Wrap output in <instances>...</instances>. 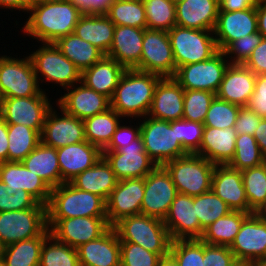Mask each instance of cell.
<instances>
[{
    "label": "cell",
    "mask_w": 266,
    "mask_h": 266,
    "mask_svg": "<svg viewBox=\"0 0 266 266\" xmlns=\"http://www.w3.org/2000/svg\"><path fill=\"white\" fill-rule=\"evenodd\" d=\"M22 31L37 42L55 43L60 37L74 33L84 14L76 5L62 0H45L30 7Z\"/></svg>",
    "instance_id": "obj_1"
},
{
    "label": "cell",
    "mask_w": 266,
    "mask_h": 266,
    "mask_svg": "<svg viewBox=\"0 0 266 266\" xmlns=\"http://www.w3.org/2000/svg\"><path fill=\"white\" fill-rule=\"evenodd\" d=\"M47 227L57 241L76 249L84 243L98 239L110 228L107 217L47 219Z\"/></svg>",
    "instance_id": "obj_13"
},
{
    "label": "cell",
    "mask_w": 266,
    "mask_h": 266,
    "mask_svg": "<svg viewBox=\"0 0 266 266\" xmlns=\"http://www.w3.org/2000/svg\"><path fill=\"white\" fill-rule=\"evenodd\" d=\"M40 142L38 131L22 124H8V161L21 162Z\"/></svg>",
    "instance_id": "obj_40"
},
{
    "label": "cell",
    "mask_w": 266,
    "mask_h": 266,
    "mask_svg": "<svg viewBox=\"0 0 266 266\" xmlns=\"http://www.w3.org/2000/svg\"><path fill=\"white\" fill-rule=\"evenodd\" d=\"M145 177L118 180L106 201L107 223L113 227L121 219L141 214Z\"/></svg>",
    "instance_id": "obj_18"
},
{
    "label": "cell",
    "mask_w": 266,
    "mask_h": 266,
    "mask_svg": "<svg viewBox=\"0 0 266 266\" xmlns=\"http://www.w3.org/2000/svg\"><path fill=\"white\" fill-rule=\"evenodd\" d=\"M57 157L61 178L66 183L91 168L102 157V150L85 140L58 148Z\"/></svg>",
    "instance_id": "obj_29"
},
{
    "label": "cell",
    "mask_w": 266,
    "mask_h": 266,
    "mask_svg": "<svg viewBox=\"0 0 266 266\" xmlns=\"http://www.w3.org/2000/svg\"><path fill=\"white\" fill-rule=\"evenodd\" d=\"M229 248L241 265L266 259V219L250 214Z\"/></svg>",
    "instance_id": "obj_17"
},
{
    "label": "cell",
    "mask_w": 266,
    "mask_h": 266,
    "mask_svg": "<svg viewBox=\"0 0 266 266\" xmlns=\"http://www.w3.org/2000/svg\"><path fill=\"white\" fill-rule=\"evenodd\" d=\"M184 89L173 77L161 78L154 91L147 116L158 120L175 121L183 118Z\"/></svg>",
    "instance_id": "obj_25"
},
{
    "label": "cell",
    "mask_w": 266,
    "mask_h": 266,
    "mask_svg": "<svg viewBox=\"0 0 266 266\" xmlns=\"http://www.w3.org/2000/svg\"><path fill=\"white\" fill-rule=\"evenodd\" d=\"M176 25L183 28L213 31L219 0H184L175 4Z\"/></svg>",
    "instance_id": "obj_30"
},
{
    "label": "cell",
    "mask_w": 266,
    "mask_h": 266,
    "mask_svg": "<svg viewBox=\"0 0 266 266\" xmlns=\"http://www.w3.org/2000/svg\"><path fill=\"white\" fill-rule=\"evenodd\" d=\"M249 208L255 213L266 199V164L241 171Z\"/></svg>",
    "instance_id": "obj_45"
},
{
    "label": "cell",
    "mask_w": 266,
    "mask_h": 266,
    "mask_svg": "<svg viewBox=\"0 0 266 266\" xmlns=\"http://www.w3.org/2000/svg\"><path fill=\"white\" fill-rule=\"evenodd\" d=\"M204 124L186 119L176 120L177 139L188 154H197L203 138Z\"/></svg>",
    "instance_id": "obj_50"
},
{
    "label": "cell",
    "mask_w": 266,
    "mask_h": 266,
    "mask_svg": "<svg viewBox=\"0 0 266 266\" xmlns=\"http://www.w3.org/2000/svg\"><path fill=\"white\" fill-rule=\"evenodd\" d=\"M256 75L243 64H229L216 97L239 105L247 106L254 93Z\"/></svg>",
    "instance_id": "obj_26"
},
{
    "label": "cell",
    "mask_w": 266,
    "mask_h": 266,
    "mask_svg": "<svg viewBox=\"0 0 266 266\" xmlns=\"http://www.w3.org/2000/svg\"><path fill=\"white\" fill-rule=\"evenodd\" d=\"M255 214L264 217L266 219V199L263 205L255 212Z\"/></svg>",
    "instance_id": "obj_68"
},
{
    "label": "cell",
    "mask_w": 266,
    "mask_h": 266,
    "mask_svg": "<svg viewBox=\"0 0 266 266\" xmlns=\"http://www.w3.org/2000/svg\"><path fill=\"white\" fill-rule=\"evenodd\" d=\"M194 208L201 225V236L206 227L232 211L212 190L194 196Z\"/></svg>",
    "instance_id": "obj_42"
},
{
    "label": "cell",
    "mask_w": 266,
    "mask_h": 266,
    "mask_svg": "<svg viewBox=\"0 0 266 266\" xmlns=\"http://www.w3.org/2000/svg\"><path fill=\"white\" fill-rule=\"evenodd\" d=\"M8 124L0 117V163L8 161Z\"/></svg>",
    "instance_id": "obj_60"
},
{
    "label": "cell",
    "mask_w": 266,
    "mask_h": 266,
    "mask_svg": "<svg viewBox=\"0 0 266 266\" xmlns=\"http://www.w3.org/2000/svg\"><path fill=\"white\" fill-rule=\"evenodd\" d=\"M113 228L120 242H131L161 257L170 253L172 239L163 220L143 214L121 219Z\"/></svg>",
    "instance_id": "obj_4"
},
{
    "label": "cell",
    "mask_w": 266,
    "mask_h": 266,
    "mask_svg": "<svg viewBox=\"0 0 266 266\" xmlns=\"http://www.w3.org/2000/svg\"><path fill=\"white\" fill-rule=\"evenodd\" d=\"M123 118L113 109L84 120L85 140L103 150L111 141Z\"/></svg>",
    "instance_id": "obj_38"
},
{
    "label": "cell",
    "mask_w": 266,
    "mask_h": 266,
    "mask_svg": "<svg viewBox=\"0 0 266 266\" xmlns=\"http://www.w3.org/2000/svg\"><path fill=\"white\" fill-rule=\"evenodd\" d=\"M249 215V213L241 211H231L228 215L219 218L206 227L200 240L207 244L230 247L243 221Z\"/></svg>",
    "instance_id": "obj_39"
},
{
    "label": "cell",
    "mask_w": 266,
    "mask_h": 266,
    "mask_svg": "<svg viewBox=\"0 0 266 266\" xmlns=\"http://www.w3.org/2000/svg\"><path fill=\"white\" fill-rule=\"evenodd\" d=\"M39 266H80L77 249L50 235L42 246Z\"/></svg>",
    "instance_id": "obj_44"
},
{
    "label": "cell",
    "mask_w": 266,
    "mask_h": 266,
    "mask_svg": "<svg viewBox=\"0 0 266 266\" xmlns=\"http://www.w3.org/2000/svg\"><path fill=\"white\" fill-rule=\"evenodd\" d=\"M118 180L144 178L157 165L146 153L141 135L119 151H102Z\"/></svg>",
    "instance_id": "obj_15"
},
{
    "label": "cell",
    "mask_w": 266,
    "mask_h": 266,
    "mask_svg": "<svg viewBox=\"0 0 266 266\" xmlns=\"http://www.w3.org/2000/svg\"><path fill=\"white\" fill-rule=\"evenodd\" d=\"M42 91L37 96L0 99V117L7 124H22L42 132L46 115L52 107V101Z\"/></svg>",
    "instance_id": "obj_12"
},
{
    "label": "cell",
    "mask_w": 266,
    "mask_h": 266,
    "mask_svg": "<svg viewBox=\"0 0 266 266\" xmlns=\"http://www.w3.org/2000/svg\"><path fill=\"white\" fill-rule=\"evenodd\" d=\"M76 5L84 14H89V0H62Z\"/></svg>",
    "instance_id": "obj_65"
},
{
    "label": "cell",
    "mask_w": 266,
    "mask_h": 266,
    "mask_svg": "<svg viewBox=\"0 0 266 266\" xmlns=\"http://www.w3.org/2000/svg\"><path fill=\"white\" fill-rule=\"evenodd\" d=\"M70 183L79 190L91 192L107 201L118 179L107 161L101 157L91 168L78 174Z\"/></svg>",
    "instance_id": "obj_34"
},
{
    "label": "cell",
    "mask_w": 266,
    "mask_h": 266,
    "mask_svg": "<svg viewBox=\"0 0 266 266\" xmlns=\"http://www.w3.org/2000/svg\"><path fill=\"white\" fill-rule=\"evenodd\" d=\"M141 135V127L138 121L136 125H123L120 123L109 144L102 151H119L121 148L132 143L133 140L137 139Z\"/></svg>",
    "instance_id": "obj_55"
},
{
    "label": "cell",
    "mask_w": 266,
    "mask_h": 266,
    "mask_svg": "<svg viewBox=\"0 0 266 266\" xmlns=\"http://www.w3.org/2000/svg\"><path fill=\"white\" fill-rule=\"evenodd\" d=\"M203 266H241L228 246L204 243Z\"/></svg>",
    "instance_id": "obj_54"
},
{
    "label": "cell",
    "mask_w": 266,
    "mask_h": 266,
    "mask_svg": "<svg viewBox=\"0 0 266 266\" xmlns=\"http://www.w3.org/2000/svg\"><path fill=\"white\" fill-rule=\"evenodd\" d=\"M211 190L221 198L232 211H241L249 214L254 213L249 208L241 171L229 165H215Z\"/></svg>",
    "instance_id": "obj_24"
},
{
    "label": "cell",
    "mask_w": 266,
    "mask_h": 266,
    "mask_svg": "<svg viewBox=\"0 0 266 266\" xmlns=\"http://www.w3.org/2000/svg\"><path fill=\"white\" fill-rule=\"evenodd\" d=\"M237 136L234 127L218 129L205 126L197 155L215 165H227L234 156Z\"/></svg>",
    "instance_id": "obj_31"
},
{
    "label": "cell",
    "mask_w": 266,
    "mask_h": 266,
    "mask_svg": "<svg viewBox=\"0 0 266 266\" xmlns=\"http://www.w3.org/2000/svg\"><path fill=\"white\" fill-rule=\"evenodd\" d=\"M169 254L179 266H203L204 242L200 239L174 240Z\"/></svg>",
    "instance_id": "obj_48"
},
{
    "label": "cell",
    "mask_w": 266,
    "mask_h": 266,
    "mask_svg": "<svg viewBox=\"0 0 266 266\" xmlns=\"http://www.w3.org/2000/svg\"><path fill=\"white\" fill-rule=\"evenodd\" d=\"M176 70L192 63L210 59L219 50L213 31L183 28L175 25L168 31Z\"/></svg>",
    "instance_id": "obj_8"
},
{
    "label": "cell",
    "mask_w": 266,
    "mask_h": 266,
    "mask_svg": "<svg viewBox=\"0 0 266 266\" xmlns=\"http://www.w3.org/2000/svg\"><path fill=\"white\" fill-rule=\"evenodd\" d=\"M259 0H219V11L245 10L256 6Z\"/></svg>",
    "instance_id": "obj_59"
},
{
    "label": "cell",
    "mask_w": 266,
    "mask_h": 266,
    "mask_svg": "<svg viewBox=\"0 0 266 266\" xmlns=\"http://www.w3.org/2000/svg\"><path fill=\"white\" fill-rule=\"evenodd\" d=\"M158 266H179V264L170 254H168L160 259Z\"/></svg>",
    "instance_id": "obj_66"
},
{
    "label": "cell",
    "mask_w": 266,
    "mask_h": 266,
    "mask_svg": "<svg viewBox=\"0 0 266 266\" xmlns=\"http://www.w3.org/2000/svg\"><path fill=\"white\" fill-rule=\"evenodd\" d=\"M56 106L60 113L53 106L48 111L40 134L41 142L58 149L85 141L84 121Z\"/></svg>",
    "instance_id": "obj_19"
},
{
    "label": "cell",
    "mask_w": 266,
    "mask_h": 266,
    "mask_svg": "<svg viewBox=\"0 0 266 266\" xmlns=\"http://www.w3.org/2000/svg\"><path fill=\"white\" fill-rule=\"evenodd\" d=\"M176 195L169 172L164 166H156L145 176L141 214L164 220Z\"/></svg>",
    "instance_id": "obj_16"
},
{
    "label": "cell",
    "mask_w": 266,
    "mask_h": 266,
    "mask_svg": "<svg viewBox=\"0 0 266 266\" xmlns=\"http://www.w3.org/2000/svg\"><path fill=\"white\" fill-rule=\"evenodd\" d=\"M138 120L145 151L157 166L188 155L177 139L176 120L169 122L150 116Z\"/></svg>",
    "instance_id": "obj_7"
},
{
    "label": "cell",
    "mask_w": 266,
    "mask_h": 266,
    "mask_svg": "<svg viewBox=\"0 0 266 266\" xmlns=\"http://www.w3.org/2000/svg\"><path fill=\"white\" fill-rule=\"evenodd\" d=\"M139 70L162 78L174 77L176 65L167 31L144 29Z\"/></svg>",
    "instance_id": "obj_14"
},
{
    "label": "cell",
    "mask_w": 266,
    "mask_h": 266,
    "mask_svg": "<svg viewBox=\"0 0 266 266\" xmlns=\"http://www.w3.org/2000/svg\"><path fill=\"white\" fill-rule=\"evenodd\" d=\"M115 26L105 14H83L74 33L107 55L113 42Z\"/></svg>",
    "instance_id": "obj_33"
},
{
    "label": "cell",
    "mask_w": 266,
    "mask_h": 266,
    "mask_svg": "<svg viewBox=\"0 0 266 266\" xmlns=\"http://www.w3.org/2000/svg\"><path fill=\"white\" fill-rule=\"evenodd\" d=\"M143 37V28L116 25L113 42L106 56L115 59L125 69L139 70Z\"/></svg>",
    "instance_id": "obj_28"
},
{
    "label": "cell",
    "mask_w": 266,
    "mask_h": 266,
    "mask_svg": "<svg viewBox=\"0 0 266 266\" xmlns=\"http://www.w3.org/2000/svg\"><path fill=\"white\" fill-rule=\"evenodd\" d=\"M113 0H89V14H106Z\"/></svg>",
    "instance_id": "obj_63"
},
{
    "label": "cell",
    "mask_w": 266,
    "mask_h": 266,
    "mask_svg": "<svg viewBox=\"0 0 266 266\" xmlns=\"http://www.w3.org/2000/svg\"><path fill=\"white\" fill-rule=\"evenodd\" d=\"M55 45L81 71L100 61L105 54L91 43L79 38L75 33L60 37Z\"/></svg>",
    "instance_id": "obj_37"
},
{
    "label": "cell",
    "mask_w": 266,
    "mask_h": 266,
    "mask_svg": "<svg viewBox=\"0 0 266 266\" xmlns=\"http://www.w3.org/2000/svg\"><path fill=\"white\" fill-rule=\"evenodd\" d=\"M162 77L137 69H126L113 97L111 108L122 118L141 119L148 115L155 87Z\"/></svg>",
    "instance_id": "obj_2"
},
{
    "label": "cell",
    "mask_w": 266,
    "mask_h": 266,
    "mask_svg": "<svg viewBox=\"0 0 266 266\" xmlns=\"http://www.w3.org/2000/svg\"><path fill=\"white\" fill-rule=\"evenodd\" d=\"M263 163L264 157L255 138L249 134L238 135L235 142L234 156L227 165L242 171L260 166Z\"/></svg>",
    "instance_id": "obj_46"
},
{
    "label": "cell",
    "mask_w": 266,
    "mask_h": 266,
    "mask_svg": "<svg viewBox=\"0 0 266 266\" xmlns=\"http://www.w3.org/2000/svg\"><path fill=\"white\" fill-rule=\"evenodd\" d=\"M249 266H266V259L255 261L249 264Z\"/></svg>",
    "instance_id": "obj_69"
},
{
    "label": "cell",
    "mask_w": 266,
    "mask_h": 266,
    "mask_svg": "<svg viewBox=\"0 0 266 266\" xmlns=\"http://www.w3.org/2000/svg\"><path fill=\"white\" fill-rule=\"evenodd\" d=\"M253 137L259 145L263 157H266V118H263L254 132Z\"/></svg>",
    "instance_id": "obj_62"
},
{
    "label": "cell",
    "mask_w": 266,
    "mask_h": 266,
    "mask_svg": "<svg viewBox=\"0 0 266 266\" xmlns=\"http://www.w3.org/2000/svg\"><path fill=\"white\" fill-rule=\"evenodd\" d=\"M229 64L224 52L218 51L206 61L179 67L173 78L184 90H204L216 94Z\"/></svg>",
    "instance_id": "obj_11"
},
{
    "label": "cell",
    "mask_w": 266,
    "mask_h": 266,
    "mask_svg": "<svg viewBox=\"0 0 266 266\" xmlns=\"http://www.w3.org/2000/svg\"><path fill=\"white\" fill-rule=\"evenodd\" d=\"M50 235L47 228L38 237L7 245L1 249L0 257L6 266H39L42 246Z\"/></svg>",
    "instance_id": "obj_36"
},
{
    "label": "cell",
    "mask_w": 266,
    "mask_h": 266,
    "mask_svg": "<svg viewBox=\"0 0 266 266\" xmlns=\"http://www.w3.org/2000/svg\"><path fill=\"white\" fill-rule=\"evenodd\" d=\"M258 32L266 38V0H259L256 4Z\"/></svg>",
    "instance_id": "obj_61"
},
{
    "label": "cell",
    "mask_w": 266,
    "mask_h": 266,
    "mask_svg": "<svg viewBox=\"0 0 266 266\" xmlns=\"http://www.w3.org/2000/svg\"><path fill=\"white\" fill-rule=\"evenodd\" d=\"M120 266H158L159 254L131 242H120Z\"/></svg>",
    "instance_id": "obj_51"
},
{
    "label": "cell",
    "mask_w": 266,
    "mask_h": 266,
    "mask_svg": "<svg viewBox=\"0 0 266 266\" xmlns=\"http://www.w3.org/2000/svg\"><path fill=\"white\" fill-rule=\"evenodd\" d=\"M240 107L239 105L215 97L211 102L203 124L204 126L218 129L234 127Z\"/></svg>",
    "instance_id": "obj_49"
},
{
    "label": "cell",
    "mask_w": 266,
    "mask_h": 266,
    "mask_svg": "<svg viewBox=\"0 0 266 266\" xmlns=\"http://www.w3.org/2000/svg\"><path fill=\"white\" fill-rule=\"evenodd\" d=\"M247 107L259 117L266 118V73L256 75L254 93Z\"/></svg>",
    "instance_id": "obj_57"
},
{
    "label": "cell",
    "mask_w": 266,
    "mask_h": 266,
    "mask_svg": "<svg viewBox=\"0 0 266 266\" xmlns=\"http://www.w3.org/2000/svg\"><path fill=\"white\" fill-rule=\"evenodd\" d=\"M126 69L115 59L104 56L81 74V82L110 100Z\"/></svg>",
    "instance_id": "obj_32"
},
{
    "label": "cell",
    "mask_w": 266,
    "mask_h": 266,
    "mask_svg": "<svg viewBox=\"0 0 266 266\" xmlns=\"http://www.w3.org/2000/svg\"><path fill=\"white\" fill-rule=\"evenodd\" d=\"M146 28L169 31L176 25V7L172 0H142Z\"/></svg>",
    "instance_id": "obj_43"
},
{
    "label": "cell",
    "mask_w": 266,
    "mask_h": 266,
    "mask_svg": "<svg viewBox=\"0 0 266 266\" xmlns=\"http://www.w3.org/2000/svg\"><path fill=\"white\" fill-rule=\"evenodd\" d=\"M73 217H107L106 201L96 194L77 189L70 182L52 188L47 219Z\"/></svg>",
    "instance_id": "obj_3"
},
{
    "label": "cell",
    "mask_w": 266,
    "mask_h": 266,
    "mask_svg": "<svg viewBox=\"0 0 266 266\" xmlns=\"http://www.w3.org/2000/svg\"><path fill=\"white\" fill-rule=\"evenodd\" d=\"M39 202L28 192L18 190L11 193L6 184L0 180V212L20 211L34 208Z\"/></svg>",
    "instance_id": "obj_53"
},
{
    "label": "cell",
    "mask_w": 266,
    "mask_h": 266,
    "mask_svg": "<svg viewBox=\"0 0 266 266\" xmlns=\"http://www.w3.org/2000/svg\"><path fill=\"white\" fill-rule=\"evenodd\" d=\"M175 4H177L178 2L184 1V0H172Z\"/></svg>",
    "instance_id": "obj_71"
},
{
    "label": "cell",
    "mask_w": 266,
    "mask_h": 266,
    "mask_svg": "<svg viewBox=\"0 0 266 266\" xmlns=\"http://www.w3.org/2000/svg\"><path fill=\"white\" fill-rule=\"evenodd\" d=\"M216 94L204 90H184L183 118L203 123Z\"/></svg>",
    "instance_id": "obj_47"
},
{
    "label": "cell",
    "mask_w": 266,
    "mask_h": 266,
    "mask_svg": "<svg viewBox=\"0 0 266 266\" xmlns=\"http://www.w3.org/2000/svg\"><path fill=\"white\" fill-rule=\"evenodd\" d=\"M256 32V6L245 10L218 11L213 34L219 51H224L233 41Z\"/></svg>",
    "instance_id": "obj_20"
},
{
    "label": "cell",
    "mask_w": 266,
    "mask_h": 266,
    "mask_svg": "<svg viewBox=\"0 0 266 266\" xmlns=\"http://www.w3.org/2000/svg\"><path fill=\"white\" fill-rule=\"evenodd\" d=\"M249 68L255 75L266 73V38L263 37L259 45H257L253 52L243 64Z\"/></svg>",
    "instance_id": "obj_58"
},
{
    "label": "cell",
    "mask_w": 266,
    "mask_h": 266,
    "mask_svg": "<svg viewBox=\"0 0 266 266\" xmlns=\"http://www.w3.org/2000/svg\"><path fill=\"white\" fill-rule=\"evenodd\" d=\"M115 25L146 28L142 0H113L105 14Z\"/></svg>",
    "instance_id": "obj_41"
},
{
    "label": "cell",
    "mask_w": 266,
    "mask_h": 266,
    "mask_svg": "<svg viewBox=\"0 0 266 266\" xmlns=\"http://www.w3.org/2000/svg\"><path fill=\"white\" fill-rule=\"evenodd\" d=\"M0 266H6L5 262L2 260V258L0 257Z\"/></svg>",
    "instance_id": "obj_70"
},
{
    "label": "cell",
    "mask_w": 266,
    "mask_h": 266,
    "mask_svg": "<svg viewBox=\"0 0 266 266\" xmlns=\"http://www.w3.org/2000/svg\"><path fill=\"white\" fill-rule=\"evenodd\" d=\"M47 206L0 212L1 249L18 241L40 236L47 229Z\"/></svg>",
    "instance_id": "obj_10"
},
{
    "label": "cell",
    "mask_w": 266,
    "mask_h": 266,
    "mask_svg": "<svg viewBox=\"0 0 266 266\" xmlns=\"http://www.w3.org/2000/svg\"><path fill=\"white\" fill-rule=\"evenodd\" d=\"M22 11V0H0V9Z\"/></svg>",
    "instance_id": "obj_64"
},
{
    "label": "cell",
    "mask_w": 266,
    "mask_h": 266,
    "mask_svg": "<svg viewBox=\"0 0 266 266\" xmlns=\"http://www.w3.org/2000/svg\"><path fill=\"white\" fill-rule=\"evenodd\" d=\"M4 55L0 59V99L37 96L42 91L29 55Z\"/></svg>",
    "instance_id": "obj_9"
},
{
    "label": "cell",
    "mask_w": 266,
    "mask_h": 266,
    "mask_svg": "<svg viewBox=\"0 0 266 266\" xmlns=\"http://www.w3.org/2000/svg\"><path fill=\"white\" fill-rule=\"evenodd\" d=\"M55 103L66 113L85 120L111 108V100L87 87L81 81L66 90Z\"/></svg>",
    "instance_id": "obj_21"
},
{
    "label": "cell",
    "mask_w": 266,
    "mask_h": 266,
    "mask_svg": "<svg viewBox=\"0 0 266 266\" xmlns=\"http://www.w3.org/2000/svg\"><path fill=\"white\" fill-rule=\"evenodd\" d=\"M262 119L247 106L240 107L234 123L236 133L238 135L249 134L253 136Z\"/></svg>",
    "instance_id": "obj_56"
},
{
    "label": "cell",
    "mask_w": 266,
    "mask_h": 266,
    "mask_svg": "<svg viewBox=\"0 0 266 266\" xmlns=\"http://www.w3.org/2000/svg\"><path fill=\"white\" fill-rule=\"evenodd\" d=\"M30 172L41 177L52 189L62 183L57 149L42 142L21 161Z\"/></svg>",
    "instance_id": "obj_35"
},
{
    "label": "cell",
    "mask_w": 266,
    "mask_h": 266,
    "mask_svg": "<svg viewBox=\"0 0 266 266\" xmlns=\"http://www.w3.org/2000/svg\"><path fill=\"white\" fill-rule=\"evenodd\" d=\"M262 39L263 35L259 32L249 34L233 41L223 52L230 64H244Z\"/></svg>",
    "instance_id": "obj_52"
},
{
    "label": "cell",
    "mask_w": 266,
    "mask_h": 266,
    "mask_svg": "<svg viewBox=\"0 0 266 266\" xmlns=\"http://www.w3.org/2000/svg\"><path fill=\"white\" fill-rule=\"evenodd\" d=\"M80 266H120V240L110 227L98 239L77 248Z\"/></svg>",
    "instance_id": "obj_27"
},
{
    "label": "cell",
    "mask_w": 266,
    "mask_h": 266,
    "mask_svg": "<svg viewBox=\"0 0 266 266\" xmlns=\"http://www.w3.org/2000/svg\"><path fill=\"white\" fill-rule=\"evenodd\" d=\"M0 180L12 194L20 189L31 194L43 205L47 206L49 203L52 189L41 177L30 172L22 162H1Z\"/></svg>",
    "instance_id": "obj_23"
},
{
    "label": "cell",
    "mask_w": 266,
    "mask_h": 266,
    "mask_svg": "<svg viewBox=\"0 0 266 266\" xmlns=\"http://www.w3.org/2000/svg\"><path fill=\"white\" fill-rule=\"evenodd\" d=\"M44 1L45 0H22V12H27L30 7Z\"/></svg>",
    "instance_id": "obj_67"
},
{
    "label": "cell",
    "mask_w": 266,
    "mask_h": 266,
    "mask_svg": "<svg viewBox=\"0 0 266 266\" xmlns=\"http://www.w3.org/2000/svg\"><path fill=\"white\" fill-rule=\"evenodd\" d=\"M163 166L169 172L177 193L198 196L211 190L215 164L204 157L188 154Z\"/></svg>",
    "instance_id": "obj_6"
},
{
    "label": "cell",
    "mask_w": 266,
    "mask_h": 266,
    "mask_svg": "<svg viewBox=\"0 0 266 266\" xmlns=\"http://www.w3.org/2000/svg\"><path fill=\"white\" fill-rule=\"evenodd\" d=\"M41 44L36 51L27 53L33 63L39 85L52 82V85L59 84V87L66 90L81 81V71L62 54L55 43Z\"/></svg>",
    "instance_id": "obj_5"
},
{
    "label": "cell",
    "mask_w": 266,
    "mask_h": 266,
    "mask_svg": "<svg viewBox=\"0 0 266 266\" xmlns=\"http://www.w3.org/2000/svg\"><path fill=\"white\" fill-rule=\"evenodd\" d=\"M172 241L201 238V225L194 208V196L177 193L163 220Z\"/></svg>",
    "instance_id": "obj_22"
}]
</instances>
